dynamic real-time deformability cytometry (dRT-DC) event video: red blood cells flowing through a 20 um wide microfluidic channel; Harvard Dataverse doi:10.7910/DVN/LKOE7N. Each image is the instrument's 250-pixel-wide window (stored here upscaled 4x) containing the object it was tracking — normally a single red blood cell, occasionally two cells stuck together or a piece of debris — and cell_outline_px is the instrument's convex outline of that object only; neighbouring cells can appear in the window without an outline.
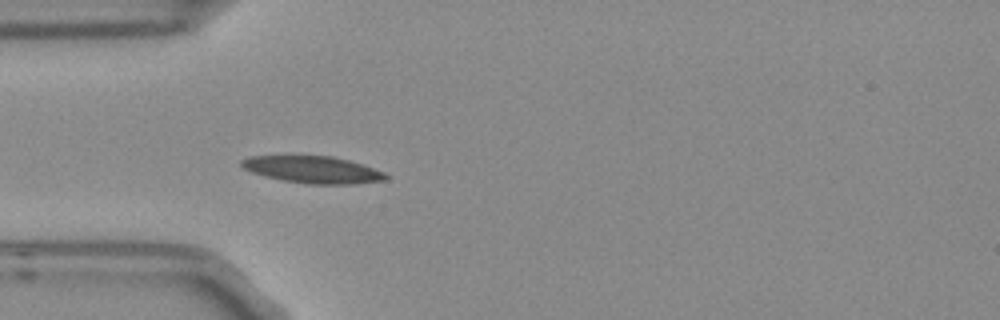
{"species": "Egyptian fruit bat (a non-hibernating species)", "species_latin": "Rousettus aegyptiacus", "temperature_condition": "room temperature", "stored_images_in_passage": 2, "camera_frame_rate_fps": 3000, "um_per_image_px": 0.085, "frame": {"image": 1, "passage_image": 2, "time_ms": 0.333, "image_size_px": [1000, 320], "cell_outline_px": [[388, 180], [356, 184], [308, 184], [284, 180], [264, 176], [252, 172], [244, 168], [240, 164], [240, 160], [248, 156], [332, 156], [348, 160], [384, 172], [388, 176]], "centroid_in_image_um": [26.59, 14.42], "position_along_channel_um": 58.4, "area_um2": 22.6}}